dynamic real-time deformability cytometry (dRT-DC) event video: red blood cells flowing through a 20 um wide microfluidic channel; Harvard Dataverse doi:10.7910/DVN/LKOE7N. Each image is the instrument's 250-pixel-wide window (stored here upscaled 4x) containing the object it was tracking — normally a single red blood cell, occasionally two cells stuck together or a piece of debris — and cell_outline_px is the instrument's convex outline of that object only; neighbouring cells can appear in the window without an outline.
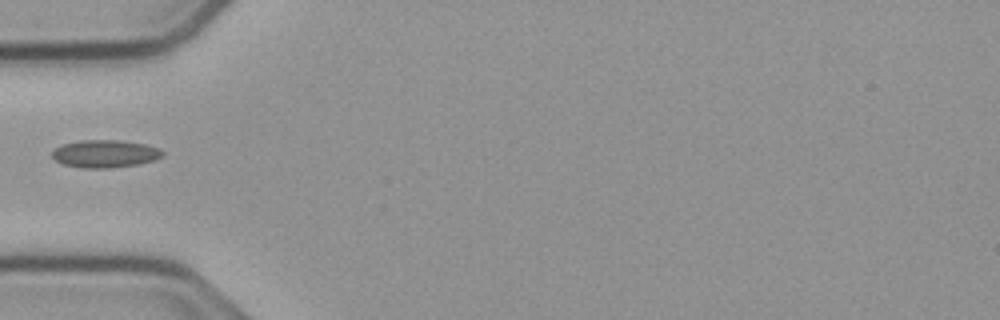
{"species": "common noctule bat (a hibernating species)", "species_latin": "Nyctalus noctula", "temperature_condition": "cold", "stored_images_in_passage": 16, "camera_frame_rate_fps": 3000, "um_per_image_px": 0.085, "animal": {"sex": "male", "body_mass_g": 23.1, "forearm_length_mm": 52.7}, "frame": {"image": 1, "passage_image": 1, "time_ms": 0.0, "image_size_px": [1000, 320], "cell_outline_px": [[164, 156], [140, 164], [112, 168], [80, 168], [64, 164], [56, 160], [52, 156], [52, 152], [56, 148], [64, 144], [80, 140], [120, 140], [144, 144], [160, 148], [164, 152]], "centroid_in_image_um": [8.96, 13.07], "position_along_channel_um": 76.0, "area_um2": 17.8}}
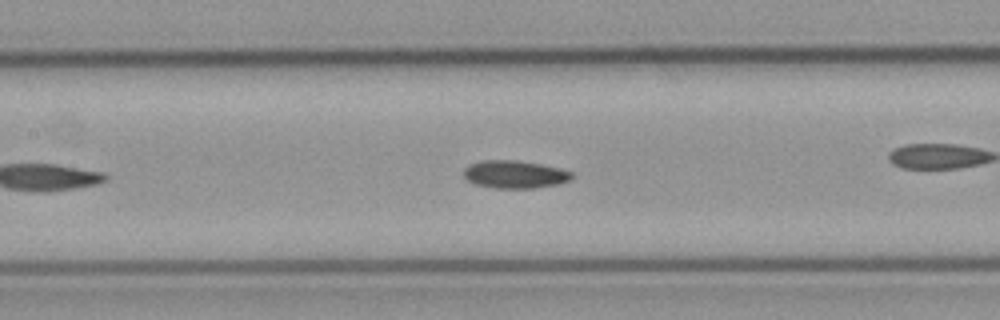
{"frame": {"image": 2, "passage_image": 5, "time_ms": 1.333, "image_size_px": [1000, 320], "cell_outline_px": [[572, 176], [568, 180], [556, 184], [532, 188], [492, 188], [476, 184], [468, 180], [464, 176], [464, 168], [468, 164], [480, 160], [516, 160], [540, 164], [560, 168], [572, 172]], "centroid_in_image_um": [43.7, 14.81], "position_along_channel_um": 163.7, "area_um2": 17.4}}